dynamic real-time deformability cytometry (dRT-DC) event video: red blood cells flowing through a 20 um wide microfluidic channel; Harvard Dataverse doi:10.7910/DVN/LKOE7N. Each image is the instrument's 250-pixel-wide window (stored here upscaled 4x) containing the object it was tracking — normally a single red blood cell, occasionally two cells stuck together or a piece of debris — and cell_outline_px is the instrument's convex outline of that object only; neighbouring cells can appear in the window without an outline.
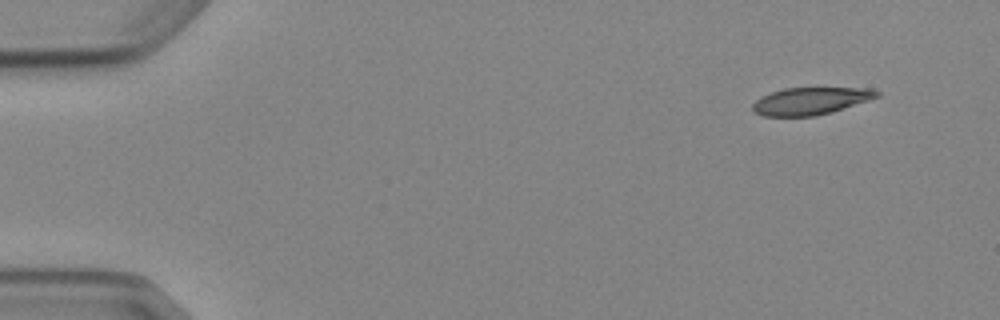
{"species": "Egyptian fruit bat (a non-hibernating species)", "species_latin": "Rousettus aegyptiacus", "temperature_condition": "cold", "stored_images_in_passage": 4, "camera_frame_rate_fps": 3000, "um_per_image_px": 0.085, "animal": {"sex": "female"}, "frame": {"image": 1, "passage_image": 1, "time_ms": 0.0, "image_size_px": [1000, 320], "cell_outline_px": [[880, 96], [832, 112], [816, 116], [764, 116], [756, 112], [752, 108], [752, 104], [760, 96], [784, 88], [872, 88], [880, 92]], "centroid_in_image_um": [68.9, 8.58], "position_along_channel_um": 16.1, "area_um2": 19.71}}
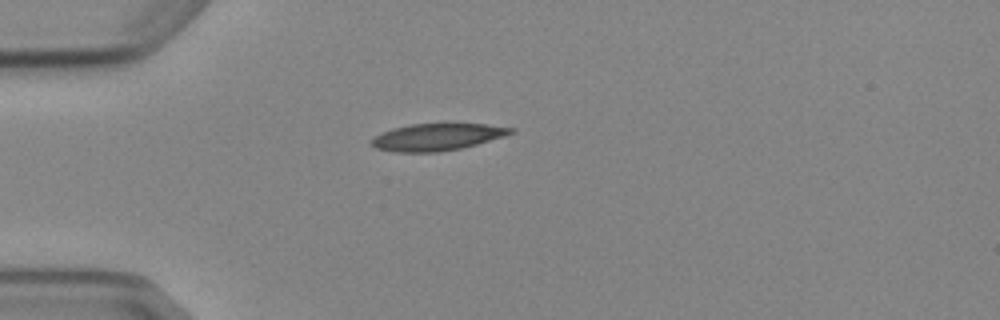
{"frame": {"image": 2, "passage_image": 4, "time_ms": 3.333, "image_size_px": [1000, 320], "cell_outline_px": [[516, 132], [504, 136], [476, 144], [460, 148], [436, 152], [396, 152], [376, 148], [368, 140], [392, 128], [412, 124], [484, 124], [516, 128]], "centroid_in_image_um": [37.16, 11.64], "position_along_channel_um": 47.8, "area_um2": 21.68}}